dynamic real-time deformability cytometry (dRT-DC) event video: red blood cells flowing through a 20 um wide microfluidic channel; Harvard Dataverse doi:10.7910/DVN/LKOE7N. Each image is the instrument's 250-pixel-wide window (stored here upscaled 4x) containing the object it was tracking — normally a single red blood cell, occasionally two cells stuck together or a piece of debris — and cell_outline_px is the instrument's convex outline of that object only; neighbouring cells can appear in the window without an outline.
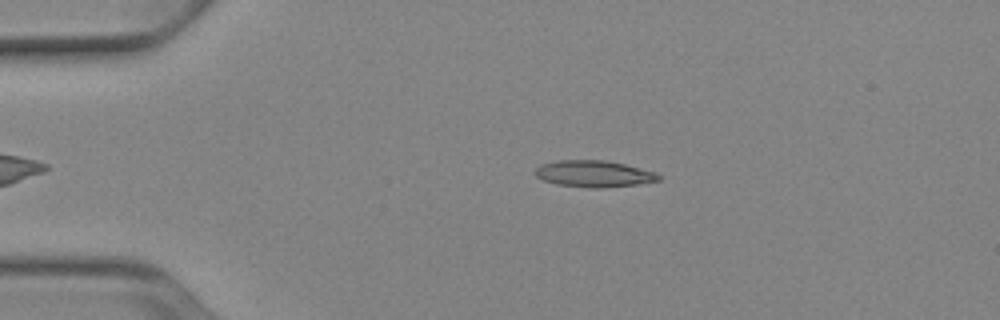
{"species": "Egyptian fruit bat (a non-hibernating species)", "species_latin": "Rousettus aegyptiacus", "temperature_condition": "cold", "stored_images_in_passage": 38, "camera_frame_rate_fps": 3000, "um_per_image_px": 0.085, "animal": {"sex": "female"}, "frame": {"image": 1, "passage_image": 4, "time_ms": 1.0, "image_size_px": [1000, 320], "cell_outline_px": [[660, 180], [636, 184], [604, 188], [588, 188], [556, 184], [544, 180], [536, 176], [532, 172], [540, 164], [556, 160], [604, 160], [624, 164], [656, 172], [660, 176]], "centroid_in_image_um": [50.43, 14.77], "position_along_channel_um": 34.6, "area_um2": 19.19}}
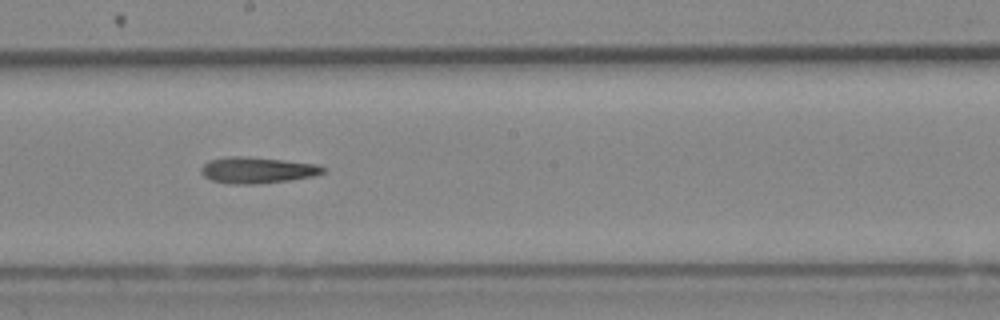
{"frame": {"image": 2, "passage_image": 22, "time_ms": 7.0, "image_size_px": [1000, 320], "cell_outline_px": [[324, 172], [312, 176], [288, 180], [256, 184], [232, 184], [212, 180], [204, 176], [200, 172], [200, 168], [208, 160], [228, 156], [248, 156], [320, 164], [324, 168]], "centroid_in_image_um": [21.84, 14.45], "position_along_channel_um": 226.4, "area_um2": 18.67}}
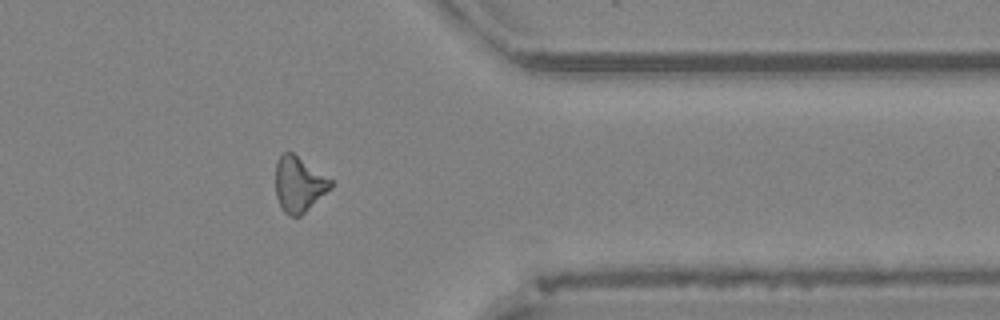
{"frame": {"image": 3, "passage_image": 35, "time_ms": 11.333, "image_size_px": [1000, 320], "cell_outline_px": [[336, 184], [332, 188], [300, 216], [288, 216], [280, 208], [276, 196], [276, 164], [280, 156], [284, 152], [292, 152], [332, 180]], "centroid_in_image_um": [25.41, 15.69], "position_along_channel_um": 386.0, "area_um2": 17.8}}